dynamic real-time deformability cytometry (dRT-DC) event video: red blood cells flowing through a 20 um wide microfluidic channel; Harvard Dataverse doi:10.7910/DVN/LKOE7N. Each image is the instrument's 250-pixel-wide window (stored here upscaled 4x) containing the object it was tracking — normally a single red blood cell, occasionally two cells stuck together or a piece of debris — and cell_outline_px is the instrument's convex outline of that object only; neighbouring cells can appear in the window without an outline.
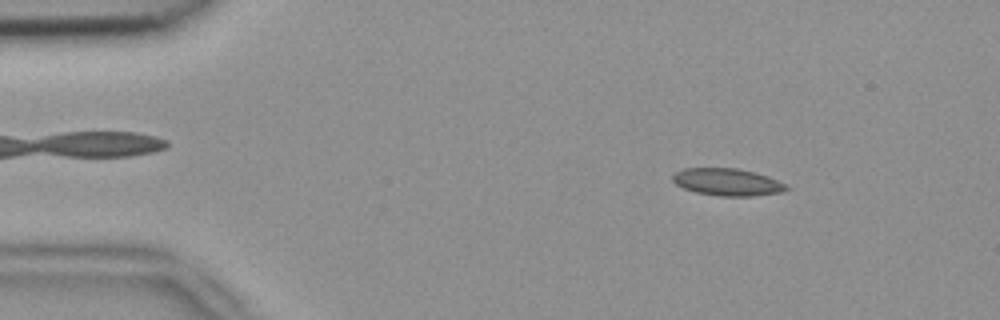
{"species": "common noctule bat (a hibernating species)", "species_latin": "Nyctalus noctula", "temperature_condition": "room temperature", "stored_images_in_passage": 4, "camera_frame_rate_fps": 3000, "um_per_image_px": 0.085, "animal": {"sex": "female", "body_mass_g": 18.4}, "frame": {"image": 1, "passage_image": 2, "time_ms": 0.333, "image_size_px": [1000, 320], "cell_outline_px": [[792, 188], [784, 192], [752, 196], [720, 196], [696, 192], [684, 188], [676, 184], [672, 180], [672, 176], [676, 172], [684, 168], [736, 168], [768, 176]], "centroid_in_image_um": [61.84, 15.48], "position_along_channel_um": 23.2, "area_um2": 17.98}}